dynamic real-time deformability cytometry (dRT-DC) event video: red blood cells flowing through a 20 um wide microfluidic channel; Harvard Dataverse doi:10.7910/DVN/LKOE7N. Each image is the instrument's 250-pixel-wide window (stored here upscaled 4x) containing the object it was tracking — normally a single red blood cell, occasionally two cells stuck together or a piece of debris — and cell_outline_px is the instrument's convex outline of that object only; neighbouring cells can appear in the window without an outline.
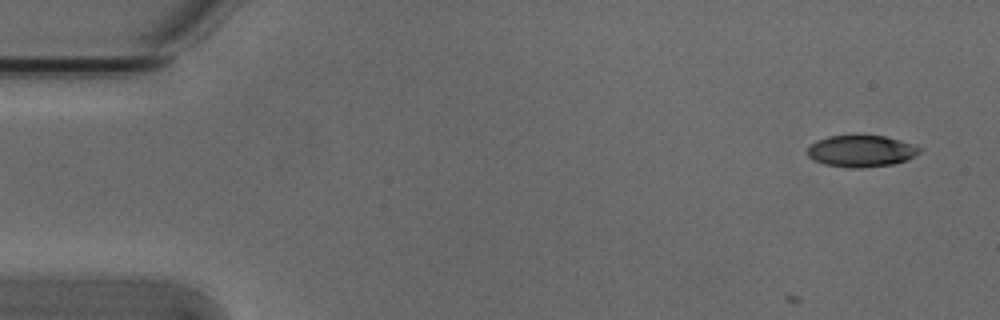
{"species": "Egyptian fruit bat (a non-hibernating species)", "species_latin": "Rousettus aegyptiacus", "temperature_condition": "cold", "stored_images_in_passage": 5, "camera_frame_rate_fps": 3000, "um_per_image_px": 0.085, "animal": {"sex": "male"}, "frame": {"image": 1, "passage_image": 1, "time_ms": 0.0, "image_size_px": [1000, 320], "cell_outline_px": [[924, 148], [916, 156], [908, 160], [892, 164], [864, 168], [848, 168], [824, 164], [812, 160], [804, 152], [808, 144], [816, 140], [828, 136], [884, 136], [900, 140]], "centroid_in_image_um": [73.16, 12.85], "position_along_channel_um": 11.8, "area_um2": 21.1}}